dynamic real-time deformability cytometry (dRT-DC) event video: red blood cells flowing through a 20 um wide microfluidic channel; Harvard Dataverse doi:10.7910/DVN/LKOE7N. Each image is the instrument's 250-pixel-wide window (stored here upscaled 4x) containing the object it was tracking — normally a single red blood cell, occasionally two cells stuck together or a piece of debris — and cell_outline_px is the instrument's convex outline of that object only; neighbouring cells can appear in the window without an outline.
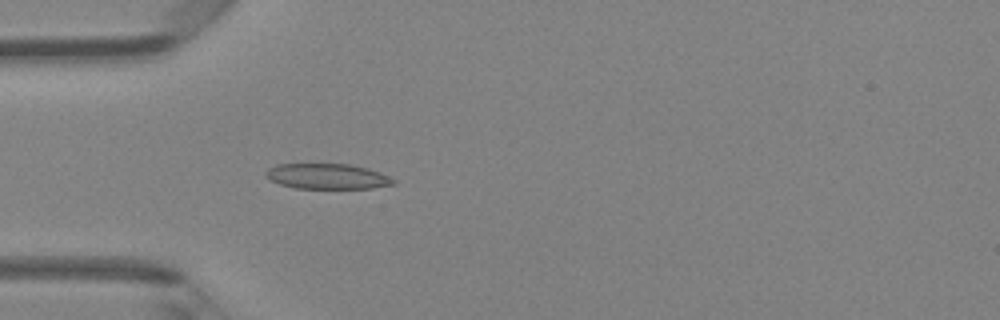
{"species": "Egyptian fruit bat (a non-hibernating species)", "species_latin": "Rousettus aegyptiacus", "temperature_condition": "room temperature", "stored_images_in_passage": 46, "camera_frame_rate_fps": 3000, "um_per_image_px": 0.085, "animal": {"sex": "female"}, "frame": {"image": 1, "passage_image": 13, "time_ms": 4.0, "image_size_px": [1000, 320], "cell_outline_px": [[396, 184], [372, 188], [296, 188], [280, 184], [272, 180], [264, 172], [268, 168], [276, 164], [348, 164], [368, 168], [380, 172], [396, 180]], "centroid_in_image_um": [27.85, 14.98], "position_along_channel_um": 57.1, "area_um2": 18.79}}
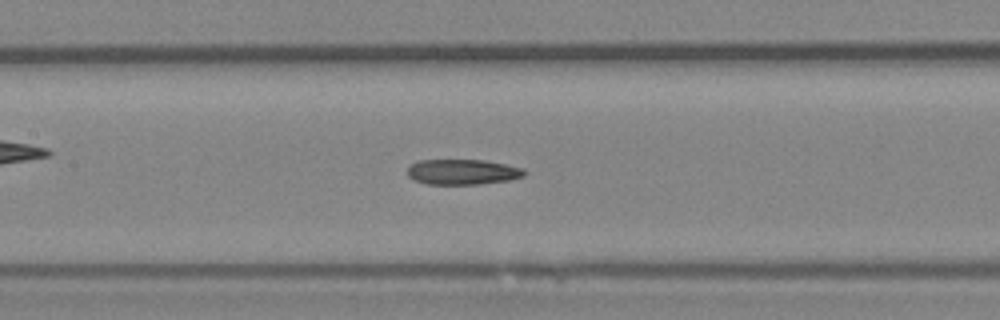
{"frame": {"image": 2, "passage_image": 21, "time_ms": 6.667, "image_size_px": [1000, 320], "cell_outline_px": [[528, 172], [524, 176], [508, 180], [476, 184], [428, 184], [416, 180], [408, 176], [408, 168], [412, 164], [420, 160], [484, 160], [524, 168]], "centroid_in_image_um": [39.35, 14.61], "position_along_channel_um": 168.0, "area_um2": 17.11}}
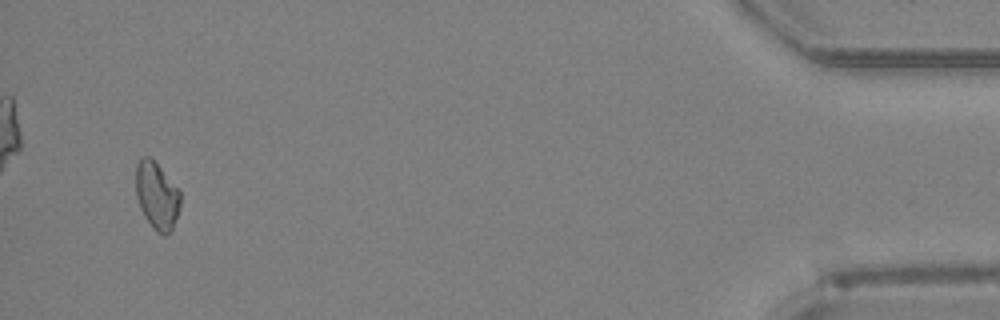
{"frame": {"image": 3, "passage_image": 44, "time_ms": 14.333, "image_size_px": [1000, 320], "cell_outline_px": [[180, 208], [172, 232], [164, 236], [156, 232], [152, 228], [144, 216], [140, 208], [136, 196], [136, 164], [144, 156], [148, 156], [180, 188]], "centroid_in_image_um": [13.35, 16.69], "position_along_channel_um": 421.8, "area_um2": 17.69}}